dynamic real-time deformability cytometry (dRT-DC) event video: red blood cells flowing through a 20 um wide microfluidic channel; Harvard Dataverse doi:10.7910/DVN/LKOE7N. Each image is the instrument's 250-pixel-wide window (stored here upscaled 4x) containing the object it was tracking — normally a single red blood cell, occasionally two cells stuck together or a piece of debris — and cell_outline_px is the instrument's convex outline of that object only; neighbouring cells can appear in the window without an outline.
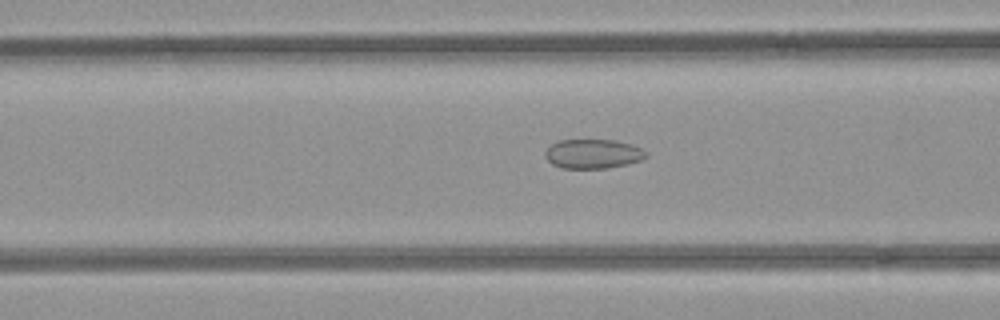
{"species": "common noctule bat (a hibernating species)", "species_latin": "Nyctalus noctula", "temperature_condition": "room temperature", "stored_images_in_passage": 46, "camera_frame_rate_fps": 3000, "um_per_image_px": 0.085, "animal": {"sex": "female", "body_mass_g": 21.9}, "frame": {"image": 1, "passage_image": 14, "time_ms": 4.333, "image_size_px": [1000, 320], "cell_outline_px": [[648, 156], [640, 160], [628, 164], [608, 168], [560, 168], [552, 164], [544, 156], [544, 152], [552, 144], [560, 140], [616, 140], [640, 148], [648, 152]], "centroid_in_image_um": [50.4, 13.08], "position_along_channel_um": 116.2, "area_um2": 17.22}}
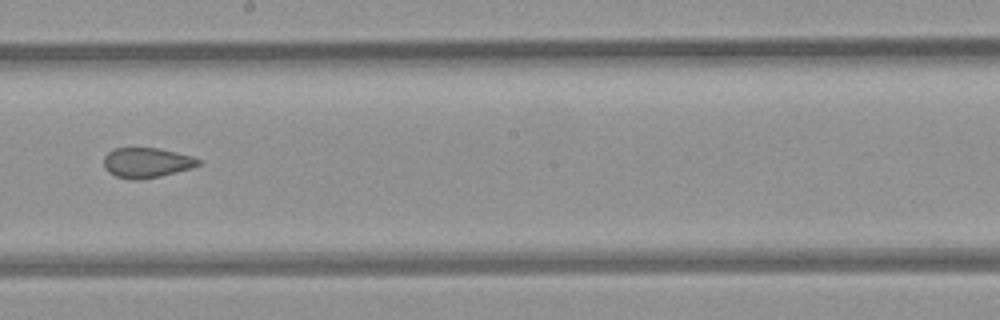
{"frame": {"image": 2, "passage_image": 23, "time_ms": 7.333, "image_size_px": [1000, 320], "cell_outline_px": [[200, 164], [192, 168], [160, 176], [140, 180], [132, 180], [116, 176], [108, 172], [104, 168], [104, 156], [108, 152], [116, 148], [160, 148], [192, 156], [200, 160]], "centroid_in_image_um": [12.45, 13.83], "position_along_channel_um": 235.7, "area_um2": 16.59}}
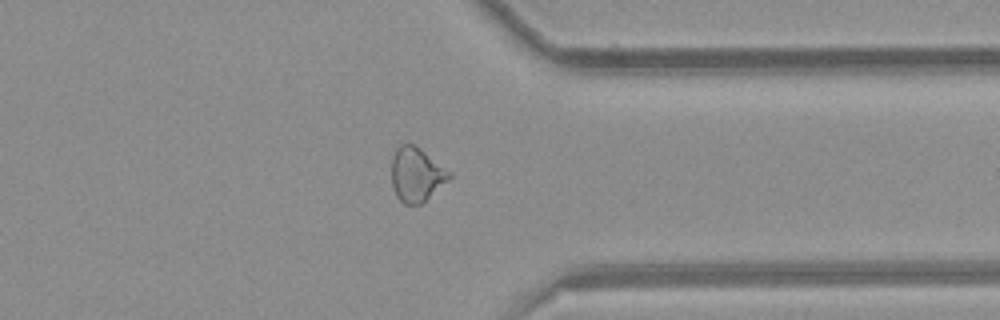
{"frame": {"image": 3, "passage_image": 34, "time_ms": 11.0, "image_size_px": [1000, 320], "cell_outline_px": [[452, 176], [448, 180], [420, 204], [404, 204], [396, 196], [392, 184], [392, 156], [396, 148], [400, 144], [412, 144], [424, 152], [452, 172]], "centroid_in_image_um": [35.38, 14.83], "position_along_channel_um": 376.0, "area_um2": 17.92}, "authors_computed_cell_mechanics": {"area_um2": 18.4093, "velocity_mm_per_s": 3.9792, "shape_relaxation_time_tau1_ms": null, "shape_relaxation_time_tau2_ms": 1.818, "deformation_change_tau1": null, "deformation_change_tau2": 0.0815}}